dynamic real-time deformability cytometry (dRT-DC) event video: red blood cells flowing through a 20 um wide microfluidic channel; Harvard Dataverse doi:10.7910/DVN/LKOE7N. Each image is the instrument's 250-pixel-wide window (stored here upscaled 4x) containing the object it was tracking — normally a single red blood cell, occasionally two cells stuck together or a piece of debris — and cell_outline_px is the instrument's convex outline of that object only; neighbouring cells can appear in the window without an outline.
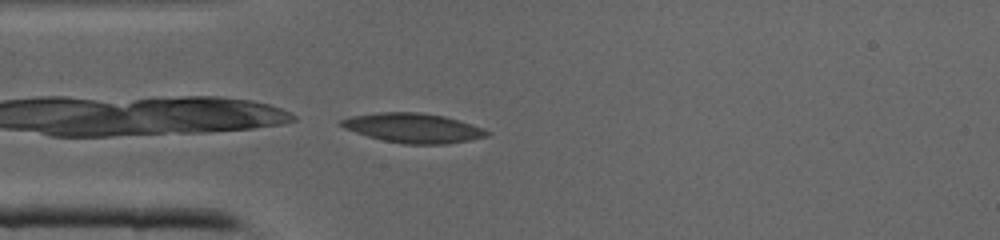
{"species": "common noctule bat (a hibernating species)", "species_latin": "Nyctalus noctula", "temperature_condition": "cold", "stored_images_in_passage": 9, "camera_frame_rate_fps": 3000, "um_per_image_px": 0.085, "animal": {"sex": "male", "body_mass_g": 19.0, "forearm_length_mm": 50.8}, "frame": {"image": 1, "passage_image": 9, "time_ms": 2.667, "image_size_px": [1000, 240], "cell_outline_px": [[488, 136], [468, 140], [444, 144], [404, 144], [384, 140], [368, 136], [344, 128], [340, 124], [340, 120], [352, 116], [380, 112], [420, 112], [444, 116], [480, 128], [488, 132]], "centroid_in_image_um": [35.07, 10.88], "position_along_channel_um": 49.9, "area_um2": 24.51}}